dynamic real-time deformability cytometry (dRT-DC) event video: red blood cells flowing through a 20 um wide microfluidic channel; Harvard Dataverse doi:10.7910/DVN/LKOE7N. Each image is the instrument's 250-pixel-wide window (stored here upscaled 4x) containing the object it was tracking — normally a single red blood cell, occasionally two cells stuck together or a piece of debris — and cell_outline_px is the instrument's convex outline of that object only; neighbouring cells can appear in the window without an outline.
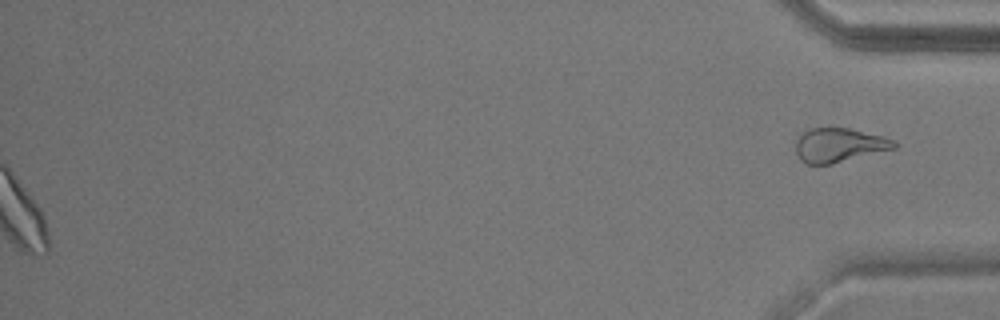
{"species": "common noctule bat (a hibernating species)", "species_latin": "Nyctalus noctula", "temperature_condition": "warm", "stored_images_in_passage": 56, "camera_frame_rate_fps": 3000, "um_per_image_px": 0.085, "animal": {"sex": "male", "body_mass_g": 17.9}, "frame": {"image": 1, "passage_image": 56, "time_ms": 18.333, "image_size_px": [1000, 320], "cell_outline_px": [[900, 144], [896, 148], [832, 164], [804, 164], [800, 160], [796, 152], [796, 140], [808, 128], [848, 128], [884, 136], [896, 140]], "centroid_in_image_um": [71.36, 12.34], "position_along_channel_um": 363.8, "area_um2": 19.71}, "authors_computed_cell_mechanics": {"area_um2": 20.2589, "velocity_mm_per_s": 3.6347, "shape_relaxation_time_tau1_ms": 8.6568, "shape_relaxation_time_tau2_ms": 2.0077, "deformation_change_tau1": 0.1049, "deformation_change_tau2": 0.0835}}